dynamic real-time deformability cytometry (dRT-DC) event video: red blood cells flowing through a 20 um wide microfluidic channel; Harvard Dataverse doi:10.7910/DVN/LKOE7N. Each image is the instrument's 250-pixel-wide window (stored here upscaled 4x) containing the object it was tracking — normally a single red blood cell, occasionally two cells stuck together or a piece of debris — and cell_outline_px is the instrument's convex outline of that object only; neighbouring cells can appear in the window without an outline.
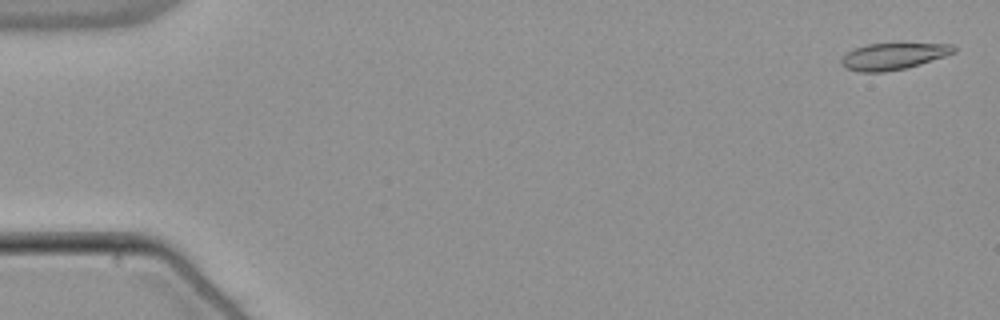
{"species": "common noctule bat (a hibernating species)", "species_latin": "Nyctalus noctula", "temperature_condition": "warm", "stored_images_in_passage": 11, "camera_frame_rate_fps": 3000, "um_per_image_px": 0.085, "animal": {"sex": "male", "body_mass_g": 21.5, "forearm_length_mm": 52.0}, "frame": {"image": 1, "passage_image": 2, "time_ms": 0.333, "image_size_px": [1000, 320], "cell_outline_px": [[956, 52], [908, 68], [884, 72], [860, 72], [848, 68], [840, 64], [840, 60], [848, 52], [856, 48], [868, 44], [952, 44], [956, 48]], "centroid_in_image_um": [75.93, 4.79], "position_along_channel_um": 9.1, "area_um2": 17.17}}